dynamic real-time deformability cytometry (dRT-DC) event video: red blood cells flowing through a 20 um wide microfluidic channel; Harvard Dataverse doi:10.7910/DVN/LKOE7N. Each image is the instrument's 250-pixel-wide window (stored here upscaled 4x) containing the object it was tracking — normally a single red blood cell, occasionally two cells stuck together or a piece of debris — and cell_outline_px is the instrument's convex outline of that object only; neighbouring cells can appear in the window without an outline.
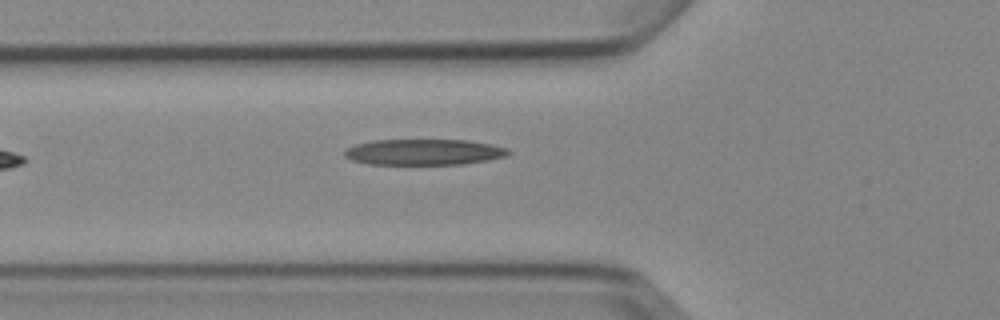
{"species": "Egyptian fruit bat (a non-hibernating species)", "species_latin": "Rousettus aegyptiacus", "temperature_condition": "cold", "stored_images_in_passage": 5, "camera_frame_rate_fps": 3000, "um_per_image_px": 0.085, "animal": {"sex": "female"}, "frame": {"image": 1, "passage_image": 5, "time_ms": 5.333, "image_size_px": [1000, 320], "cell_outline_px": [[512, 152], [504, 156], [488, 160], [464, 164], [368, 164], [352, 160], [344, 156], [344, 152], [348, 148], [356, 144], [376, 140], [468, 140], [492, 144], [508, 148]], "centroid_in_image_um": [36.06, 12.92], "position_along_channel_um": 89.7, "area_um2": 24.68}}